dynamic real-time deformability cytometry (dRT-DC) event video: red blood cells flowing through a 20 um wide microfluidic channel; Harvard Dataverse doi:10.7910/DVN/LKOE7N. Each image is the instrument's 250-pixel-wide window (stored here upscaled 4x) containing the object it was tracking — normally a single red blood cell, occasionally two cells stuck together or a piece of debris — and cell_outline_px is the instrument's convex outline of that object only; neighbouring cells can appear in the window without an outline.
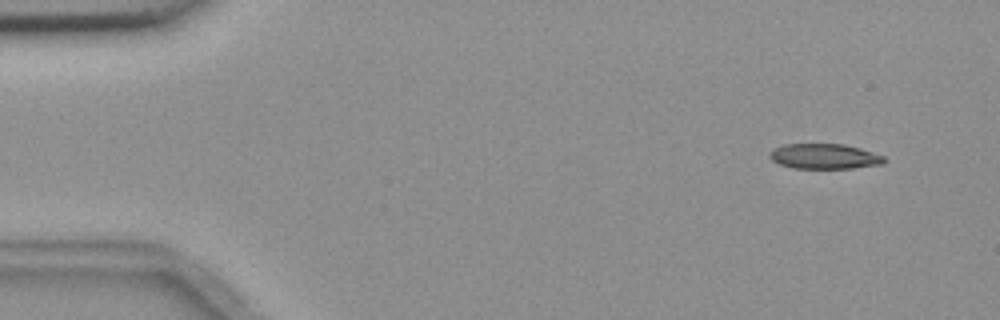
{"species": "common noctule bat (a hibernating species)", "species_latin": "Nyctalus noctula", "temperature_condition": "room temperature", "stored_images_in_passage": 4, "camera_frame_rate_fps": 3000, "um_per_image_px": 0.085, "animal": {"sex": "female", "body_mass_g": 18.4}, "frame": {"image": 1, "passage_image": 1, "time_ms": 0.0, "image_size_px": [1000, 320], "cell_outline_px": [[888, 160], [884, 164], [852, 168], [792, 168], [780, 164], [772, 160], [768, 156], [768, 152], [784, 144], [844, 144], [860, 148], [884, 156]], "centroid_in_image_um": [70.09, 13.29], "position_along_channel_um": 14.9, "area_um2": 16.88}}
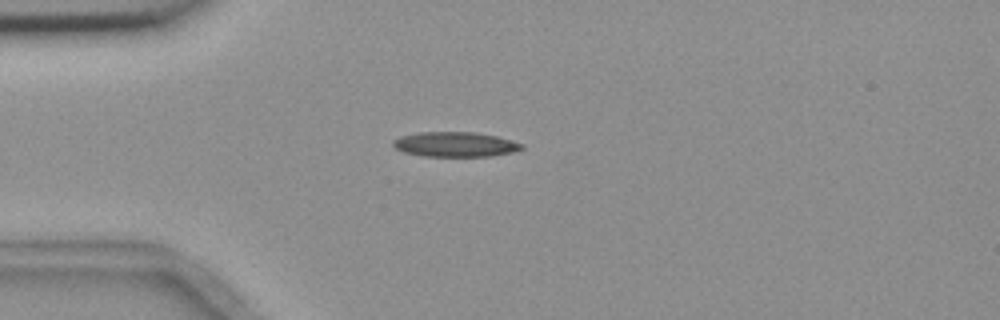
{"frame": {"image": 2, "passage_image": 4, "time_ms": 3.333, "image_size_px": [1000, 320], "cell_outline_px": [[524, 148], [516, 152], [492, 156], [420, 156], [404, 152], [396, 148], [392, 144], [392, 140], [400, 136], [420, 132], [476, 132], [496, 136], [524, 144]], "centroid_in_image_um": [38.71, 12.27], "position_along_channel_um": 46.3, "area_um2": 18.79}}